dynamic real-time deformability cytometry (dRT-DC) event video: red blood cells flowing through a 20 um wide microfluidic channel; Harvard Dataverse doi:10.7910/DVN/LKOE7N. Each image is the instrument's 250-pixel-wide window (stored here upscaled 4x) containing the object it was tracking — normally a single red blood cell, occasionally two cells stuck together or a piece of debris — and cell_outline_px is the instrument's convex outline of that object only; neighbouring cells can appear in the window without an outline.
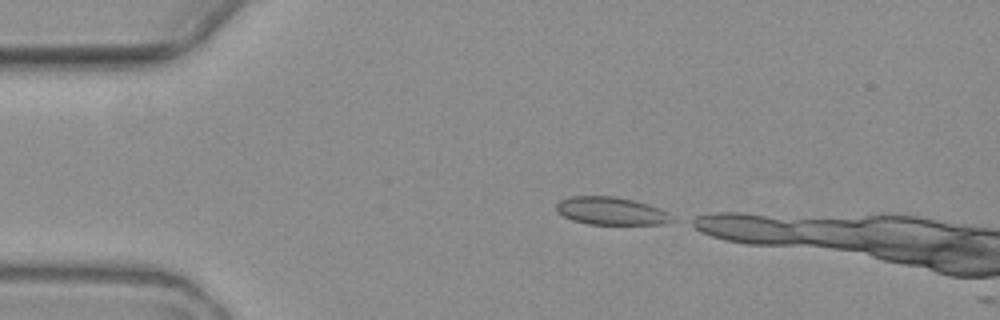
{"species": "common noctule bat (a hibernating species)", "species_latin": "Nyctalus noctula", "temperature_condition": "warm", "stored_images_in_passage": 2, "camera_frame_rate_fps": 3000, "um_per_image_px": 0.085, "animal": {"sex": "female", "body_mass_g": 19.3, "forearm_length_mm": 54.1}, "frame": {"image": 1, "passage_image": 1, "time_ms": 0.0, "image_size_px": [1000, 320], "cell_outline_px": [[676, 220], [660, 224], [588, 224], [572, 220], [556, 212], [556, 204], [560, 200], [568, 196], [616, 196], [648, 204], [664, 212]], "centroid_in_image_um": [51.86, 17.93], "position_along_channel_um": 33.1, "area_um2": 18.55}}